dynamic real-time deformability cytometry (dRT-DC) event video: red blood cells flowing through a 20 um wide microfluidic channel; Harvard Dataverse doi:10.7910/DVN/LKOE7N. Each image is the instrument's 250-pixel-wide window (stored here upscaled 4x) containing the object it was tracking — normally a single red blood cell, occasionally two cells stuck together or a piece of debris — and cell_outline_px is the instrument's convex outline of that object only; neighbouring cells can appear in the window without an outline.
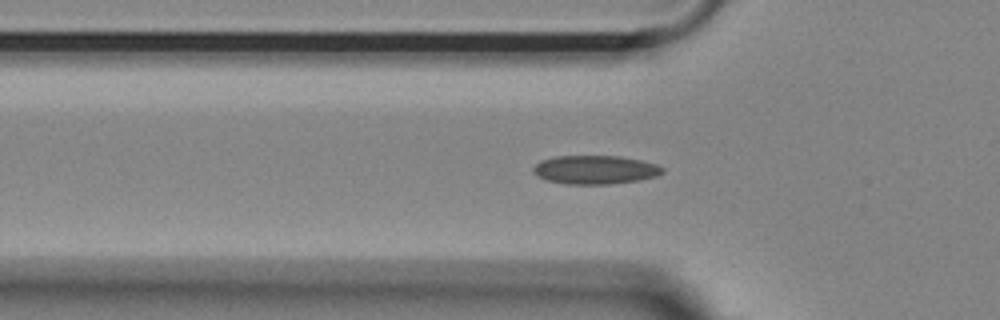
{"species": "Egyptian fruit bat (a non-hibernating species)", "species_latin": "Rousettus aegyptiacus", "temperature_condition": "room temperature", "stored_images_in_passage": 36, "camera_frame_rate_fps": 3000, "um_per_image_px": 0.085, "animal": {"sex": "female"}, "frame": {"image": 1, "passage_image": 6, "time_ms": 1.667, "image_size_px": [1000, 320], "cell_outline_px": [[664, 172], [656, 176], [640, 180], [608, 184], [564, 184], [548, 180], [536, 176], [532, 172], [532, 168], [540, 160], [556, 156], [620, 156], [640, 160], [656, 164], [664, 168]], "centroid_in_image_um": [50.56, 14.43], "position_along_channel_um": 75.2, "area_um2": 21.68}}
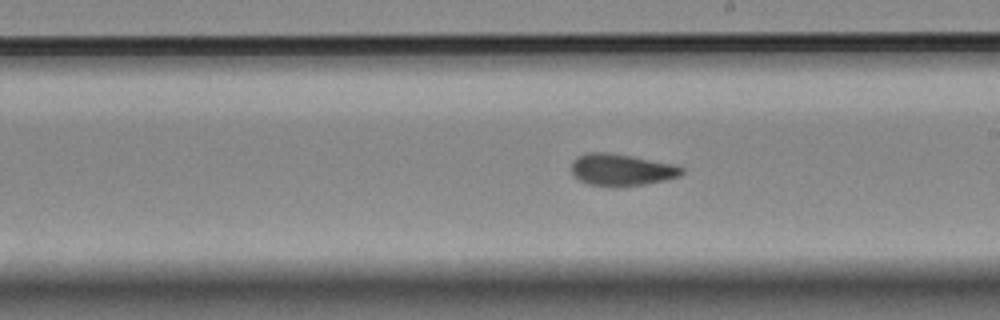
{"frame": {"image": 2, "passage_image": 19, "time_ms": 6.0, "image_size_px": [1000, 320], "cell_outline_px": [[684, 172], [680, 176], [664, 180], [644, 184], [612, 188], [588, 184], [580, 180], [572, 172], [572, 160], [576, 156], [584, 152], [608, 152], [632, 156], [676, 164], [684, 168]], "centroid_in_image_um": [52.82, 14.43], "position_along_channel_um": 236.2, "area_um2": 20.87}}
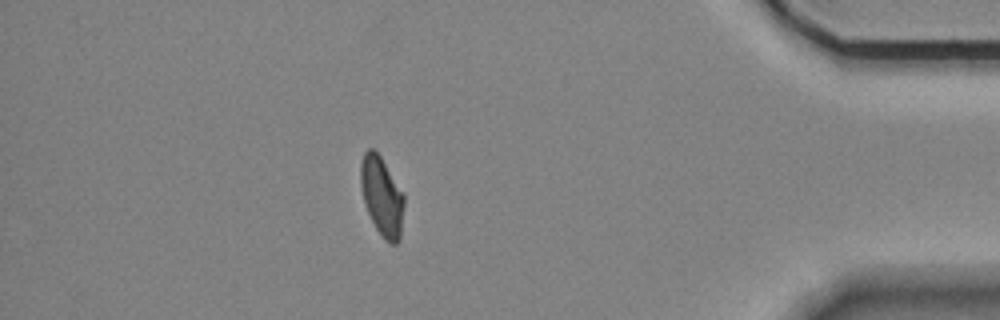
{"frame": {"image": 3, "passage_image": 36, "time_ms": 11.667, "image_size_px": [1000, 320], "cell_outline_px": [[404, 204], [400, 240], [396, 244], [388, 244], [384, 240], [376, 228], [368, 212], [364, 200], [360, 184], [360, 164], [364, 152], [368, 148], [372, 148], [380, 156], [404, 192]], "centroid_in_image_um": [32.47, 16.69], "position_along_channel_um": 402.7, "area_um2": 20.11}, "authors_computed_cell_mechanics": {"area_um2": 20.3167, "velocity_mm_per_s": 3.6857, "shape_relaxation_time_tau1_ms": 8.2904, "shape_relaxation_time_tau2_ms": 1.6288, "deformation_change_tau1": 0.1736, "deformation_change_tau2": 0.0683}}